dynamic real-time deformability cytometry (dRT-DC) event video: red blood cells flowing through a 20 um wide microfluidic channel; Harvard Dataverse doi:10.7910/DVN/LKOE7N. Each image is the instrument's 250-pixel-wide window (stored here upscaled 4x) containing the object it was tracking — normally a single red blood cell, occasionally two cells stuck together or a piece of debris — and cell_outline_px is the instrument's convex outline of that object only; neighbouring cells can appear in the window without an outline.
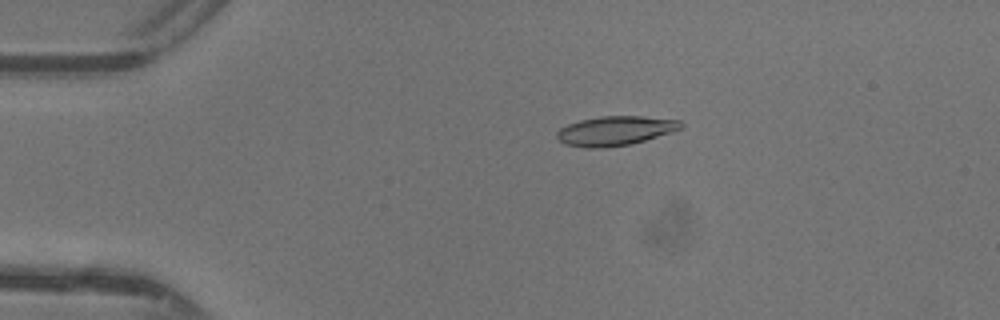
{"species": "common noctule bat (a hibernating species)", "species_latin": "Nyctalus noctula", "temperature_condition": "warm", "stored_images_in_passage": 47, "camera_frame_rate_fps": 3000, "um_per_image_px": 0.085, "animal": {"sex": "female"}, "frame": {"image": 1, "passage_image": 10, "time_ms": 3.0, "image_size_px": [1000, 320], "cell_outline_px": [[684, 128], [632, 144], [604, 148], [584, 148], [564, 144], [556, 136], [556, 132], [560, 128], [568, 124], [580, 120], [600, 116], [640, 116], [680, 120], [684, 124]], "centroid_in_image_um": [52.29, 11.12], "position_along_channel_um": 32.7, "area_um2": 21.39}}
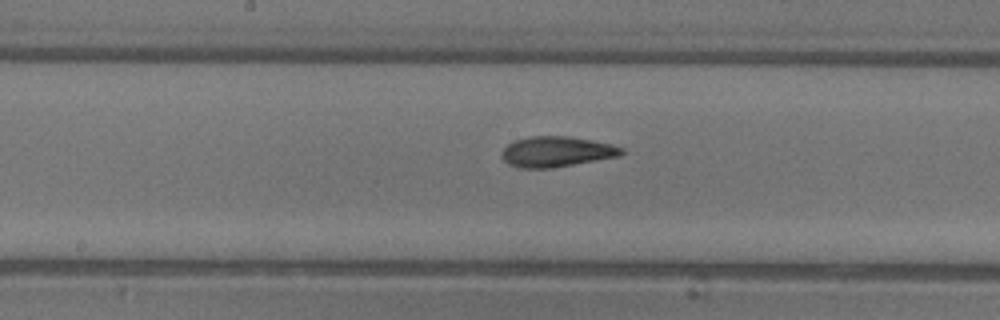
{"frame": {"image": 2, "passage_image": 25, "time_ms": 8.0, "image_size_px": [1000, 320], "cell_outline_px": [[624, 152], [620, 156], [552, 168], [520, 168], [508, 164], [500, 156], [500, 152], [508, 144], [516, 140], [528, 136], [568, 136], [592, 140], [612, 144], [624, 148]], "centroid_in_image_um": [47.29, 12.89], "position_along_channel_um": 200.9, "area_um2": 21.39}}
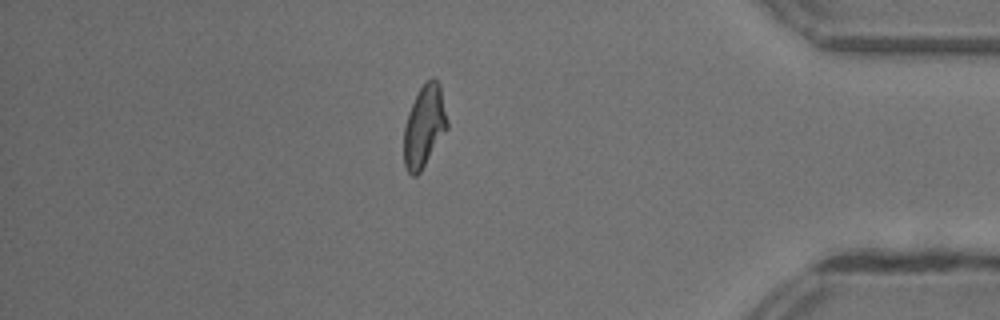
{"frame": {"image": 3, "passage_image": 41, "time_ms": 13.333, "image_size_px": [1000, 320], "cell_outline_px": [[448, 128], [420, 172], [416, 176], [412, 176], [408, 172], [404, 164], [404, 128], [408, 112], [420, 88], [432, 76], [440, 84], [448, 120]], "centroid_in_image_um": [36.07, 10.73], "position_along_channel_um": 399.1, "area_um2": 20.58}, "authors_computed_cell_mechanics": {"area_um2": 20.808, "velocity_mm_per_s": 4.3951, "shape_relaxation_time_tau1_ms": 5.5781, "shape_relaxation_time_tau2_ms": 1.3485, "deformation_change_tau1": 0.2057, "deformation_change_tau2": 0.0866}}